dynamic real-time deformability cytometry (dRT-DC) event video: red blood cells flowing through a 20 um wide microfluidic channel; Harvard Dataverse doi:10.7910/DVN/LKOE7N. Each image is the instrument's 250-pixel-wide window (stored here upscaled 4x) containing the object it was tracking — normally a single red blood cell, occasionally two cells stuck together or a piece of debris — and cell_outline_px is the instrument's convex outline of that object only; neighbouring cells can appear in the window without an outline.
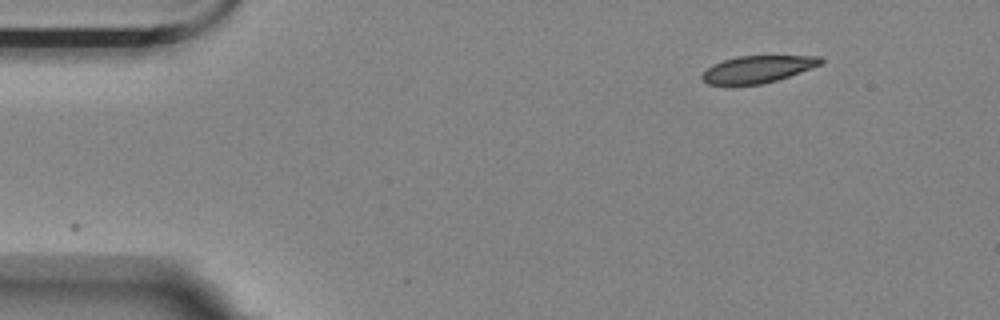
{"species": "Egyptian fruit bat (a non-hibernating species)", "species_latin": "Rousettus aegyptiacus", "temperature_condition": "room temperature", "stored_images_in_passage": 2, "camera_frame_rate_fps": 3000, "um_per_image_px": 0.085, "animal": {"sex": "female"}, "frame": {"image": 1, "passage_image": 2, "time_ms": 1.333, "image_size_px": [1000, 320], "cell_outline_px": [[824, 60], [820, 64], [812, 68], [776, 80], [760, 84], [708, 84], [700, 76], [712, 64], [736, 56], [820, 56]], "centroid_in_image_um": [64.4, 5.87], "position_along_channel_um": 20.6, "area_um2": 18.38}}